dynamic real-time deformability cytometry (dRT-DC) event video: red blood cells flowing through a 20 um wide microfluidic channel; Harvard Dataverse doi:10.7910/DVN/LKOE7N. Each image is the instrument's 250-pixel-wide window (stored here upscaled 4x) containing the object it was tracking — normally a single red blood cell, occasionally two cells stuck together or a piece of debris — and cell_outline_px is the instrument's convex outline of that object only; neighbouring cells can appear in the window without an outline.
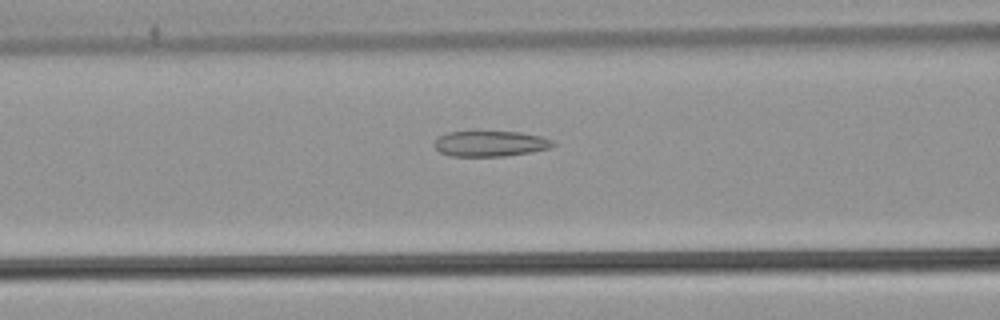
{"species": "common noctule bat (a hibernating species)", "species_latin": "Nyctalus noctula", "temperature_condition": "warm", "stored_images_in_passage": 53, "camera_frame_rate_fps": 3000, "um_per_image_px": 0.085, "animal": {"sex": "male", "body_mass_g": 21.5, "forearm_length_mm": 52.0}, "frame": {"image": 1, "passage_image": 22, "time_ms": 7.0, "image_size_px": [1000, 320], "cell_outline_px": [[556, 144], [548, 148], [532, 152], [504, 156], [448, 156], [440, 152], [432, 144], [440, 136], [448, 132], [476, 128], [520, 132], [540, 136], [552, 140]], "centroid_in_image_um": [41.62, 12.15], "position_along_channel_um": 125.0, "area_um2": 18.61}}
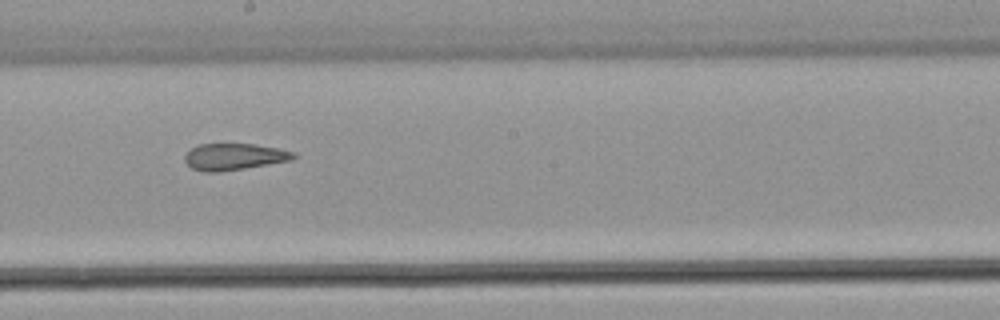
{"frame": {"image": 2, "passage_image": 30, "time_ms": 9.667, "image_size_px": [1000, 320], "cell_outline_px": [[296, 156], [292, 160], [220, 172], [204, 172], [192, 168], [184, 160], [184, 156], [196, 144], [256, 144], [280, 148], [296, 152]], "centroid_in_image_um": [19.92, 13.31], "position_along_channel_um": 228.3, "area_um2": 16.94}}
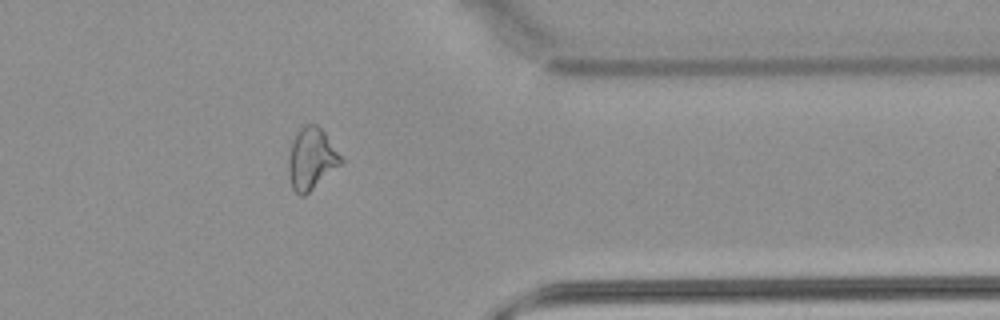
{"frame": {"image": 3, "passage_image": 43, "time_ms": 14.0, "image_size_px": [1000, 320], "cell_outline_px": [[344, 164], [304, 196], [300, 196], [292, 188], [288, 172], [288, 156], [292, 140], [296, 132], [304, 124], [316, 124], [324, 132], [344, 160]], "centroid_in_image_um": [26.48, 13.51], "position_along_channel_um": 384.9, "area_um2": 19.13}, "authors_computed_cell_mechanics": {"area_um2": 20.7502, "velocity_mm_per_s": 3.8763, "shape_relaxation_time_tau1_ms": null, "shape_relaxation_time_tau2_ms": 1.8722, "deformation_change_tau1": null, "deformation_change_tau2": 0.0987}}